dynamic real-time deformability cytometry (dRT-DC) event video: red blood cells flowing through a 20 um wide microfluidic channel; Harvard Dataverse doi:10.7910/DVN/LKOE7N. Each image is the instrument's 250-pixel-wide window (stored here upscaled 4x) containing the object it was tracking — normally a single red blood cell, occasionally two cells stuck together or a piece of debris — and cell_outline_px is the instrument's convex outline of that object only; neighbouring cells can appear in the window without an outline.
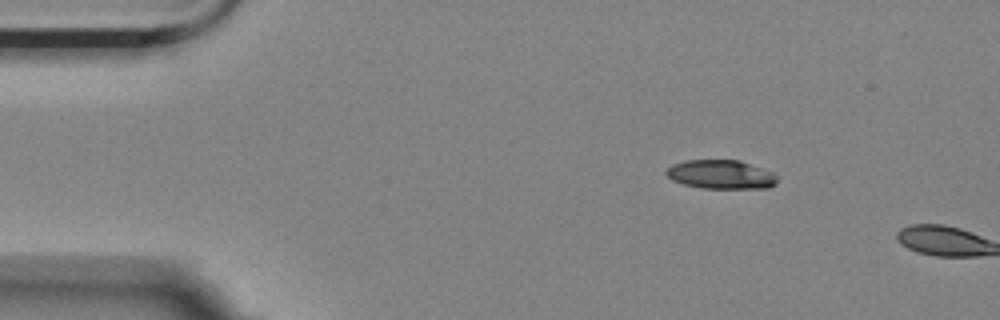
{"species": "Egyptian fruit bat (a non-hibernating species)", "species_latin": "Rousettus aegyptiacus", "temperature_condition": "room temperature", "stored_images_in_passage": 2, "camera_frame_rate_fps": 3000, "um_per_image_px": 0.085, "animal": {"sex": "female"}, "frame": {"image": 1, "passage_image": 1, "time_ms": 0.0, "image_size_px": [1000, 320], "cell_outline_px": [[776, 184], [768, 188], [700, 188], [684, 184], [672, 180], [664, 172], [672, 164], [688, 160], [740, 160], [772, 172], [776, 176]], "centroid_in_image_um": [61.27, 14.83], "position_along_channel_um": 23.7, "area_um2": 18.61}}